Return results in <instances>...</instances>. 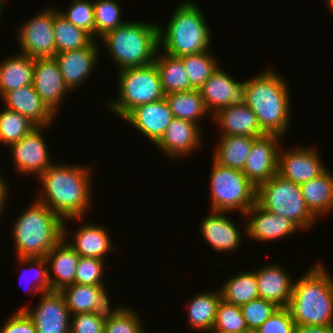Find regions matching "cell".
Instances as JSON below:
<instances>
[{"label": "cell", "instance_id": "cell-1", "mask_svg": "<svg viewBox=\"0 0 333 333\" xmlns=\"http://www.w3.org/2000/svg\"><path fill=\"white\" fill-rule=\"evenodd\" d=\"M90 171L82 165L53 162L38 177L44 191L34 199L45 204L64 221L83 220L92 203Z\"/></svg>", "mask_w": 333, "mask_h": 333}, {"label": "cell", "instance_id": "cell-2", "mask_svg": "<svg viewBox=\"0 0 333 333\" xmlns=\"http://www.w3.org/2000/svg\"><path fill=\"white\" fill-rule=\"evenodd\" d=\"M263 71L242 82L241 100L257 116L266 134L283 137L288 132L292 109L289 86L279 73L270 68Z\"/></svg>", "mask_w": 333, "mask_h": 333}, {"label": "cell", "instance_id": "cell-3", "mask_svg": "<svg viewBox=\"0 0 333 333\" xmlns=\"http://www.w3.org/2000/svg\"><path fill=\"white\" fill-rule=\"evenodd\" d=\"M287 308L296 326H333V277L320 262L294 282Z\"/></svg>", "mask_w": 333, "mask_h": 333}, {"label": "cell", "instance_id": "cell-4", "mask_svg": "<svg viewBox=\"0 0 333 333\" xmlns=\"http://www.w3.org/2000/svg\"><path fill=\"white\" fill-rule=\"evenodd\" d=\"M195 3L186 0L178 4L164 27L165 30L159 25L161 51L171 56L182 57L210 49L211 30L203 12Z\"/></svg>", "mask_w": 333, "mask_h": 333}, {"label": "cell", "instance_id": "cell-5", "mask_svg": "<svg viewBox=\"0 0 333 333\" xmlns=\"http://www.w3.org/2000/svg\"><path fill=\"white\" fill-rule=\"evenodd\" d=\"M64 220L38 200L30 204L12 230L17 258L45 257L63 239Z\"/></svg>", "mask_w": 333, "mask_h": 333}, {"label": "cell", "instance_id": "cell-6", "mask_svg": "<svg viewBox=\"0 0 333 333\" xmlns=\"http://www.w3.org/2000/svg\"><path fill=\"white\" fill-rule=\"evenodd\" d=\"M118 69L152 64L159 47V24L126 21L99 39Z\"/></svg>", "mask_w": 333, "mask_h": 333}, {"label": "cell", "instance_id": "cell-7", "mask_svg": "<svg viewBox=\"0 0 333 333\" xmlns=\"http://www.w3.org/2000/svg\"><path fill=\"white\" fill-rule=\"evenodd\" d=\"M118 98L107 102L109 110L122 119L135 107L165 98L154 64L118 70ZM116 100V101H115ZM113 101V102H112Z\"/></svg>", "mask_w": 333, "mask_h": 333}, {"label": "cell", "instance_id": "cell-8", "mask_svg": "<svg viewBox=\"0 0 333 333\" xmlns=\"http://www.w3.org/2000/svg\"><path fill=\"white\" fill-rule=\"evenodd\" d=\"M256 202L262 208L292 220L303 230L311 228L317 219L309 210L300 185L278 173L257 187Z\"/></svg>", "mask_w": 333, "mask_h": 333}, {"label": "cell", "instance_id": "cell-9", "mask_svg": "<svg viewBox=\"0 0 333 333\" xmlns=\"http://www.w3.org/2000/svg\"><path fill=\"white\" fill-rule=\"evenodd\" d=\"M211 211L247 212L256 203L257 188L238 169L221 166L213 160L210 173Z\"/></svg>", "mask_w": 333, "mask_h": 333}, {"label": "cell", "instance_id": "cell-10", "mask_svg": "<svg viewBox=\"0 0 333 333\" xmlns=\"http://www.w3.org/2000/svg\"><path fill=\"white\" fill-rule=\"evenodd\" d=\"M57 10L48 8L38 12L19 28L18 45L31 58L54 57L56 53L54 34V13Z\"/></svg>", "mask_w": 333, "mask_h": 333}, {"label": "cell", "instance_id": "cell-11", "mask_svg": "<svg viewBox=\"0 0 333 333\" xmlns=\"http://www.w3.org/2000/svg\"><path fill=\"white\" fill-rule=\"evenodd\" d=\"M38 305L33 309L24 306L23 310L33 321L37 333H70L71 314L60 291L41 294Z\"/></svg>", "mask_w": 333, "mask_h": 333}, {"label": "cell", "instance_id": "cell-12", "mask_svg": "<svg viewBox=\"0 0 333 333\" xmlns=\"http://www.w3.org/2000/svg\"><path fill=\"white\" fill-rule=\"evenodd\" d=\"M43 128L48 129L49 126H37L20 141L8 146L12 152L16 171L24 173V175L36 174V177H39L53 163L44 136H42Z\"/></svg>", "mask_w": 333, "mask_h": 333}, {"label": "cell", "instance_id": "cell-13", "mask_svg": "<svg viewBox=\"0 0 333 333\" xmlns=\"http://www.w3.org/2000/svg\"><path fill=\"white\" fill-rule=\"evenodd\" d=\"M281 138L276 134H265L254 139L242 172L256 188L278 173Z\"/></svg>", "mask_w": 333, "mask_h": 333}, {"label": "cell", "instance_id": "cell-14", "mask_svg": "<svg viewBox=\"0 0 333 333\" xmlns=\"http://www.w3.org/2000/svg\"><path fill=\"white\" fill-rule=\"evenodd\" d=\"M301 147L287 149L286 152L280 148L278 160V174L299 185L318 177L327 169L318 150Z\"/></svg>", "mask_w": 333, "mask_h": 333}, {"label": "cell", "instance_id": "cell-15", "mask_svg": "<svg viewBox=\"0 0 333 333\" xmlns=\"http://www.w3.org/2000/svg\"><path fill=\"white\" fill-rule=\"evenodd\" d=\"M244 215L249 217L244 234L259 242L284 239L301 229L292 220L262 208L257 202Z\"/></svg>", "mask_w": 333, "mask_h": 333}, {"label": "cell", "instance_id": "cell-16", "mask_svg": "<svg viewBox=\"0 0 333 333\" xmlns=\"http://www.w3.org/2000/svg\"><path fill=\"white\" fill-rule=\"evenodd\" d=\"M32 86L55 115L63 97L71 91L54 57L34 58Z\"/></svg>", "mask_w": 333, "mask_h": 333}, {"label": "cell", "instance_id": "cell-17", "mask_svg": "<svg viewBox=\"0 0 333 333\" xmlns=\"http://www.w3.org/2000/svg\"><path fill=\"white\" fill-rule=\"evenodd\" d=\"M95 39L78 50L57 53L54 58L64 78L65 84L72 91L87 81L98 61L99 48Z\"/></svg>", "mask_w": 333, "mask_h": 333}, {"label": "cell", "instance_id": "cell-18", "mask_svg": "<svg viewBox=\"0 0 333 333\" xmlns=\"http://www.w3.org/2000/svg\"><path fill=\"white\" fill-rule=\"evenodd\" d=\"M201 128L190 121L173 118L160 140L155 144L172 159L195 152L202 145ZM195 149V150H194Z\"/></svg>", "mask_w": 333, "mask_h": 333}, {"label": "cell", "instance_id": "cell-19", "mask_svg": "<svg viewBox=\"0 0 333 333\" xmlns=\"http://www.w3.org/2000/svg\"><path fill=\"white\" fill-rule=\"evenodd\" d=\"M173 118L172 111L164 98L135 107L123 120L134 126L155 145Z\"/></svg>", "mask_w": 333, "mask_h": 333}, {"label": "cell", "instance_id": "cell-20", "mask_svg": "<svg viewBox=\"0 0 333 333\" xmlns=\"http://www.w3.org/2000/svg\"><path fill=\"white\" fill-rule=\"evenodd\" d=\"M208 112L214 115L218 110L241 100L242 82L236 81L226 71L217 68L199 89Z\"/></svg>", "mask_w": 333, "mask_h": 333}, {"label": "cell", "instance_id": "cell-21", "mask_svg": "<svg viewBox=\"0 0 333 333\" xmlns=\"http://www.w3.org/2000/svg\"><path fill=\"white\" fill-rule=\"evenodd\" d=\"M225 213V214H224ZM229 212L211 211V214L202 220L200 231L202 238L217 252L236 251L242 241L239 228L232 219L226 217ZM238 228V229H237ZM240 244V245H239Z\"/></svg>", "mask_w": 333, "mask_h": 333}, {"label": "cell", "instance_id": "cell-22", "mask_svg": "<svg viewBox=\"0 0 333 333\" xmlns=\"http://www.w3.org/2000/svg\"><path fill=\"white\" fill-rule=\"evenodd\" d=\"M212 117L216 126L221 128V136L239 135L258 138L266 134L261 129L257 116L242 100L218 110Z\"/></svg>", "mask_w": 333, "mask_h": 333}, {"label": "cell", "instance_id": "cell-23", "mask_svg": "<svg viewBox=\"0 0 333 333\" xmlns=\"http://www.w3.org/2000/svg\"><path fill=\"white\" fill-rule=\"evenodd\" d=\"M1 99L6 109L28 117L37 126L48 127L55 121L56 115L43 102L32 84L6 92Z\"/></svg>", "mask_w": 333, "mask_h": 333}, {"label": "cell", "instance_id": "cell-24", "mask_svg": "<svg viewBox=\"0 0 333 333\" xmlns=\"http://www.w3.org/2000/svg\"><path fill=\"white\" fill-rule=\"evenodd\" d=\"M254 273L259 297L271 301L279 307H287L294 285L288 272L281 265L273 263V265L258 268Z\"/></svg>", "mask_w": 333, "mask_h": 333}, {"label": "cell", "instance_id": "cell-25", "mask_svg": "<svg viewBox=\"0 0 333 333\" xmlns=\"http://www.w3.org/2000/svg\"><path fill=\"white\" fill-rule=\"evenodd\" d=\"M65 221L63 223V239L81 256L90 258H100L105 260V255L112 251L113 243L109 236V231L103 226L95 223H85L73 234L72 242L66 238L68 236Z\"/></svg>", "mask_w": 333, "mask_h": 333}, {"label": "cell", "instance_id": "cell-26", "mask_svg": "<svg viewBox=\"0 0 333 333\" xmlns=\"http://www.w3.org/2000/svg\"><path fill=\"white\" fill-rule=\"evenodd\" d=\"M65 298L71 315L91 312H109L110 301L106 286L81 285L74 283L60 291Z\"/></svg>", "mask_w": 333, "mask_h": 333}, {"label": "cell", "instance_id": "cell-27", "mask_svg": "<svg viewBox=\"0 0 333 333\" xmlns=\"http://www.w3.org/2000/svg\"><path fill=\"white\" fill-rule=\"evenodd\" d=\"M45 258L48 272L53 271L52 274L48 273L51 291H61L64 287L75 283L76 266L80 255L64 239L56 244Z\"/></svg>", "mask_w": 333, "mask_h": 333}, {"label": "cell", "instance_id": "cell-28", "mask_svg": "<svg viewBox=\"0 0 333 333\" xmlns=\"http://www.w3.org/2000/svg\"><path fill=\"white\" fill-rule=\"evenodd\" d=\"M309 210L318 218L333 210V174L326 169L318 177L300 184Z\"/></svg>", "mask_w": 333, "mask_h": 333}, {"label": "cell", "instance_id": "cell-29", "mask_svg": "<svg viewBox=\"0 0 333 333\" xmlns=\"http://www.w3.org/2000/svg\"><path fill=\"white\" fill-rule=\"evenodd\" d=\"M34 58L18 53L0 63V96L32 84Z\"/></svg>", "mask_w": 333, "mask_h": 333}, {"label": "cell", "instance_id": "cell-30", "mask_svg": "<svg viewBox=\"0 0 333 333\" xmlns=\"http://www.w3.org/2000/svg\"><path fill=\"white\" fill-rule=\"evenodd\" d=\"M219 138L212 160L221 166L243 171L255 137L232 135Z\"/></svg>", "mask_w": 333, "mask_h": 333}, {"label": "cell", "instance_id": "cell-31", "mask_svg": "<svg viewBox=\"0 0 333 333\" xmlns=\"http://www.w3.org/2000/svg\"><path fill=\"white\" fill-rule=\"evenodd\" d=\"M188 309L190 328L210 333L213 330L217 308L221 299L220 290L205 291L193 296Z\"/></svg>", "mask_w": 333, "mask_h": 333}, {"label": "cell", "instance_id": "cell-32", "mask_svg": "<svg viewBox=\"0 0 333 333\" xmlns=\"http://www.w3.org/2000/svg\"><path fill=\"white\" fill-rule=\"evenodd\" d=\"M158 54L157 51L154 64L159 72L164 94L192 90L182 59L165 52Z\"/></svg>", "mask_w": 333, "mask_h": 333}, {"label": "cell", "instance_id": "cell-33", "mask_svg": "<svg viewBox=\"0 0 333 333\" xmlns=\"http://www.w3.org/2000/svg\"><path fill=\"white\" fill-rule=\"evenodd\" d=\"M165 100L174 118L193 122L199 127L200 118L210 115L198 89L168 93Z\"/></svg>", "mask_w": 333, "mask_h": 333}, {"label": "cell", "instance_id": "cell-34", "mask_svg": "<svg viewBox=\"0 0 333 333\" xmlns=\"http://www.w3.org/2000/svg\"><path fill=\"white\" fill-rule=\"evenodd\" d=\"M219 290L221 299L232 305L241 306L259 298L254 270L235 274L223 283Z\"/></svg>", "mask_w": 333, "mask_h": 333}, {"label": "cell", "instance_id": "cell-35", "mask_svg": "<svg viewBox=\"0 0 333 333\" xmlns=\"http://www.w3.org/2000/svg\"><path fill=\"white\" fill-rule=\"evenodd\" d=\"M54 34L56 53L82 49L94 40L88 32L73 25L58 10L54 13Z\"/></svg>", "mask_w": 333, "mask_h": 333}, {"label": "cell", "instance_id": "cell-36", "mask_svg": "<svg viewBox=\"0 0 333 333\" xmlns=\"http://www.w3.org/2000/svg\"><path fill=\"white\" fill-rule=\"evenodd\" d=\"M210 50L180 57L189 77V85L200 89L205 81L216 71L218 62Z\"/></svg>", "mask_w": 333, "mask_h": 333}, {"label": "cell", "instance_id": "cell-37", "mask_svg": "<svg viewBox=\"0 0 333 333\" xmlns=\"http://www.w3.org/2000/svg\"><path fill=\"white\" fill-rule=\"evenodd\" d=\"M35 127L37 125L33 121L18 112L6 108L0 111V142L6 147L20 141Z\"/></svg>", "mask_w": 333, "mask_h": 333}, {"label": "cell", "instance_id": "cell-38", "mask_svg": "<svg viewBox=\"0 0 333 333\" xmlns=\"http://www.w3.org/2000/svg\"><path fill=\"white\" fill-rule=\"evenodd\" d=\"M127 306H114L107 312L104 333H145L141 318Z\"/></svg>", "mask_w": 333, "mask_h": 333}, {"label": "cell", "instance_id": "cell-39", "mask_svg": "<svg viewBox=\"0 0 333 333\" xmlns=\"http://www.w3.org/2000/svg\"><path fill=\"white\" fill-rule=\"evenodd\" d=\"M93 6L95 14V40L100 39L107 32L116 29L126 22L123 21L121 16V6L115 0H94Z\"/></svg>", "mask_w": 333, "mask_h": 333}, {"label": "cell", "instance_id": "cell-40", "mask_svg": "<svg viewBox=\"0 0 333 333\" xmlns=\"http://www.w3.org/2000/svg\"><path fill=\"white\" fill-rule=\"evenodd\" d=\"M248 330L240 306L220 301L211 332L246 333Z\"/></svg>", "mask_w": 333, "mask_h": 333}, {"label": "cell", "instance_id": "cell-41", "mask_svg": "<svg viewBox=\"0 0 333 333\" xmlns=\"http://www.w3.org/2000/svg\"><path fill=\"white\" fill-rule=\"evenodd\" d=\"M67 11L58 12L76 27L84 29L95 39V14L93 0H72Z\"/></svg>", "mask_w": 333, "mask_h": 333}, {"label": "cell", "instance_id": "cell-42", "mask_svg": "<svg viewBox=\"0 0 333 333\" xmlns=\"http://www.w3.org/2000/svg\"><path fill=\"white\" fill-rule=\"evenodd\" d=\"M240 308L248 330H256L279 308V306L259 297L241 305Z\"/></svg>", "mask_w": 333, "mask_h": 333}, {"label": "cell", "instance_id": "cell-43", "mask_svg": "<svg viewBox=\"0 0 333 333\" xmlns=\"http://www.w3.org/2000/svg\"><path fill=\"white\" fill-rule=\"evenodd\" d=\"M105 260L100 258L81 257L76 266L75 283L81 285L105 286L103 275Z\"/></svg>", "mask_w": 333, "mask_h": 333}, {"label": "cell", "instance_id": "cell-44", "mask_svg": "<svg viewBox=\"0 0 333 333\" xmlns=\"http://www.w3.org/2000/svg\"><path fill=\"white\" fill-rule=\"evenodd\" d=\"M107 312L79 313L71 316L70 333H104Z\"/></svg>", "mask_w": 333, "mask_h": 333}, {"label": "cell", "instance_id": "cell-45", "mask_svg": "<svg viewBox=\"0 0 333 333\" xmlns=\"http://www.w3.org/2000/svg\"><path fill=\"white\" fill-rule=\"evenodd\" d=\"M296 324L287 307H279L259 328L257 333H294Z\"/></svg>", "mask_w": 333, "mask_h": 333}, {"label": "cell", "instance_id": "cell-46", "mask_svg": "<svg viewBox=\"0 0 333 333\" xmlns=\"http://www.w3.org/2000/svg\"><path fill=\"white\" fill-rule=\"evenodd\" d=\"M20 262V265H26L24 267H27L25 270H31V267H35L36 269V281H35V286L34 284L28 285L30 288L34 289L35 294L38 292L44 293L51 291L50 283H49V278H48V265H47V260L45 257H35V258H17ZM31 266V267H30ZM24 272L22 273V277ZM21 280V279H20Z\"/></svg>", "mask_w": 333, "mask_h": 333}, {"label": "cell", "instance_id": "cell-47", "mask_svg": "<svg viewBox=\"0 0 333 333\" xmlns=\"http://www.w3.org/2000/svg\"><path fill=\"white\" fill-rule=\"evenodd\" d=\"M0 328V333H37L33 321L23 310L14 312Z\"/></svg>", "mask_w": 333, "mask_h": 333}, {"label": "cell", "instance_id": "cell-48", "mask_svg": "<svg viewBox=\"0 0 333 333\" xmlns=\"http://www.w3.org/2000/svg\"><path fill=\"white\" fill-rule=\"evenodd\" d=\"M294 333H333V326H296Z\"/></svg>", "mask_w": 333, "mask_h": 333}, {"label": "cell", "instance_id": "cell-49", "mask_svg": "<svg viewBox=\"0 0 333 333\" xmlns=\"http://www.w3.org/2000/svg\"><path fill=\"white\" fill-rule=\"evenodd\" d=\"M4 176H1L0 173V216L3 214V211L5 212V203L8 201V186L6 180L3 178Z\"/></svg>", "mask_w": 333, "mask_h": 333}, {"label": "cell", "instance_id": "cell-50", "mask_svg": "<svg viewBox=\"0 0 333 333\" xmlns=\"http://www.w3.org/2000/svg\"><path fill=\"white\" fill-rule=\"evenodd\" d=\"M327 2H328V4H327V5H329V9H331V11H330V12H332V13H333V0H328Z\"/></svg>", "mask_w": 333, "mask_h": 333}, {"label": "cell", "instance_id": "cell-51", "mask_svg": "<svg viewBox=\"0 0 333 333\" xmlns=\"http://www.w3.org/2000/svg\"><path fill=\"white\" fill-rule=\"evenodd\" d=\"M4 1H5V0H0V18L2 17L1 15L3 14L2 11H3V4H4Z\"/></svg>", "mask_w": 333, "mask_h": 333}, {"label": "cell", "instance_id": "cell-52", "mask_svg": "<svg viewBox=\"0 0 333 333\" xmlns=\"http://www.w3.org/2000/svg\"><path fill=\"white\" fill-rule=\"evenodd\" d=\"M246 333H257L255 330H249Z\"/></svg>", "mask_w": 333, "mask_h": 333}, {"label": "cell", "instance_id": "cell-53", "mask_svg": "<svg viewBox=\"0 0 333 333\" xmlns=\"http://www.w3.org/2000/svg\"><path fill=\"white\" fill-rule=\"evenodd\" d=\"M210 333H228V332H210Z\"/></svg>", "mask_w": 333, "mask_h": 333}]
</instances>
